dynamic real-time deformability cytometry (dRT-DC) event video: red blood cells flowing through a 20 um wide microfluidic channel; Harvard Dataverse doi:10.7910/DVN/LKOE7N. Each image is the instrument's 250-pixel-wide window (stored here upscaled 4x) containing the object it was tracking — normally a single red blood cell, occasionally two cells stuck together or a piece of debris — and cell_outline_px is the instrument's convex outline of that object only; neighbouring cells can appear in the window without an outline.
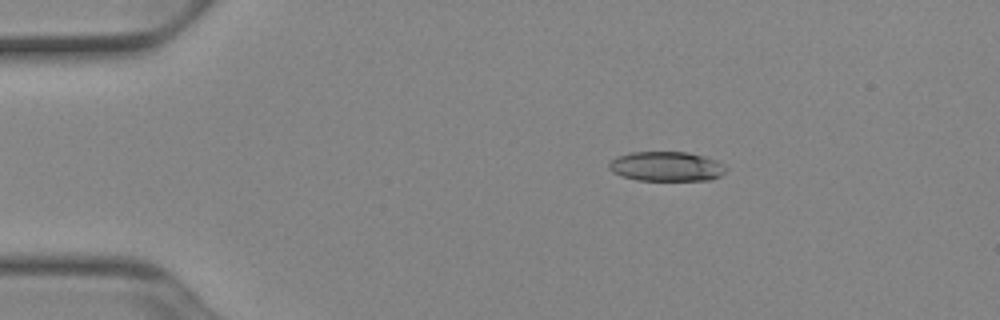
{"species": "Egyptian fruit bat (a non-hibernating species)", "species_latin": "Rousettus aegyptiacus", "temperature_condition": "cold", "stored_images_in_passage": 43, "camera_frame_rate_fps": 3000, "um_per_image_px": 0.085, "animal": {"sex": "female"}, "frame": {"image": 1, "passage_image": 1, "time_ms": 0.0, "image_size_px": [1000, 320], "cell_outline_px": [[728, 168], [720, 176], [712, 180], [636, 180], [620, 176], [612, 172], [608, 168], [608, 164], [616, 156], [632, 152], [688, 152], [704, 156], [716, 160], [724, 164]], "centroid_in_image_um": [56.64, 14.15], "position_along_channel_um": 28.4, "area_um2": 20.4}}
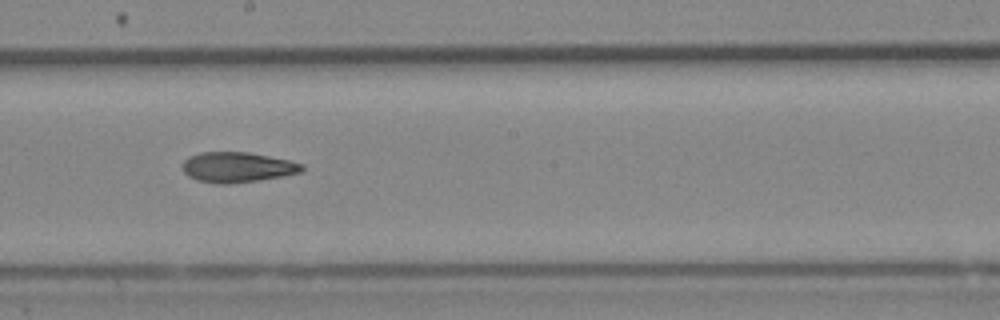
{"frame": {"image": 2, "passage_image": 21, "time_ms": 6.667, "image_size_px": [1000, 320], "cell_outline_px": [[304, 168], [300, 172], [260, 180], [232, 184], [216, 184], [196, 180], [188, 176], [184, 172], [180, 164], [188, 156], [200, 152], [248, 152], [288, 160], [304, 164]], "centroid_in_image_um": [20.11, 14.22], "position_along_channel_um": 228.1, "area_um2": 21.21}}
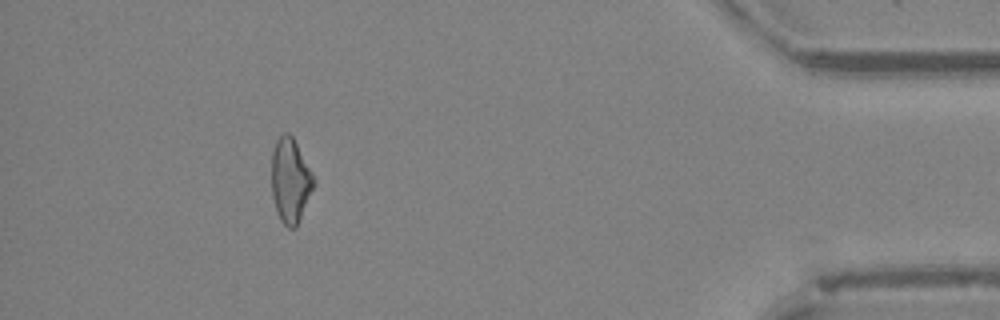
{"frame": {"image": 3, "passage_image": 39, "time_ms": 12.667, "image_size_px": [1000, 320], "cell_outline_px": [[316, 180], [296, 228], [288, 228], [280, 220], [272, 196], [272, 152], [276, 140], [284, 132], [288, 132], [292, 136], [312, 172]], "centroid_in_image_um": [24.67, 15.33], "position_along_channel_um": 410.5, "area_um2": 20.52}, "authors_computed_cell_mechanics": {"area_um2": 21.097, "velocity_mm_per_s": 3.9345, "shape_relaxation_time_tau1_ms": 4.3267, "shape_relaxation_time_tau2_ms": 6.464, "deformation_change_tau1": 0.1407, "deformation_change_tau2": 0.1762}}